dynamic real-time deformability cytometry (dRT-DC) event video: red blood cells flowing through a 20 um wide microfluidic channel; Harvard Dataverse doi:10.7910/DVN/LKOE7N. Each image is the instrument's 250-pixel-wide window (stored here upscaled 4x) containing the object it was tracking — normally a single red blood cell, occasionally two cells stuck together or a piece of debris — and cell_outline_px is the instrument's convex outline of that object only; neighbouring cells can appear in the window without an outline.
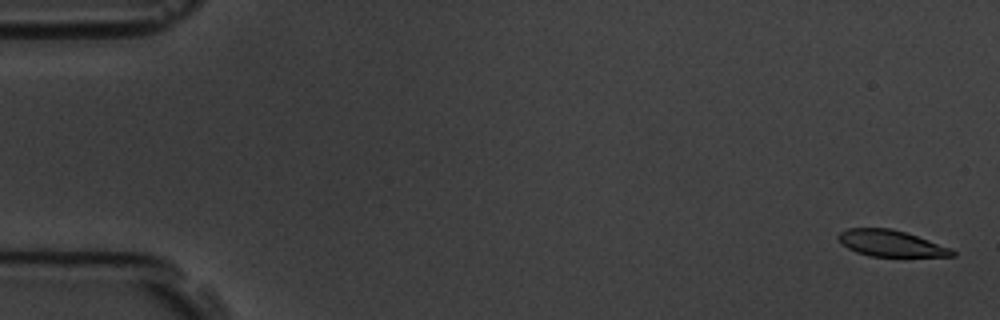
{"species": "common noctule bat (a hibernating species)", "species_latin": "Nyctalus noctula", "temperature_condition": "room temperature", "stored_images_in_passage": 57, "camera_frame_rate_fps": 3000, "um_per_image_px": 0.085, "animal": {"sex": "male", "body_mass_g": 19.5, "forearm_length_mm": 54.6}, "frame": {"image": 1, "passage_image": 2, "time_ms": 0.333, "image_size_px": [1000, 320], "cell_outline_px": [[956, 256], [872, 256], [856, 252], [848, 248], [836, 236], [840, 232], [848, 228], [892, 228], [952, 248], [956, 252]], "centroid_in_image_um": [75.73, 20.68], "position_along_channel_um": 9.3, "area_um2": 17.22}}
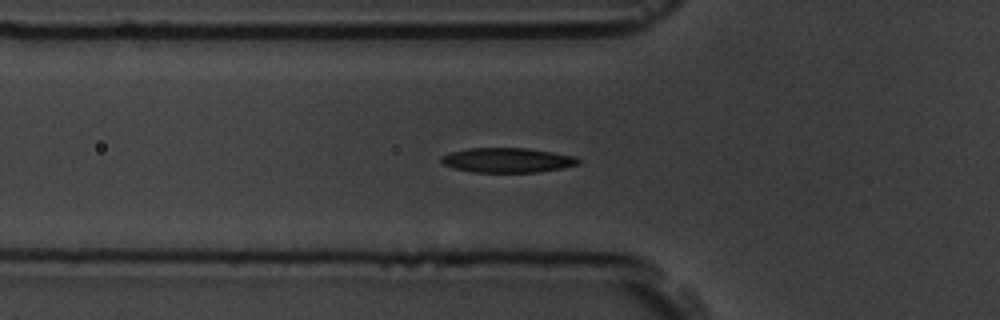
{"frame": {"image": 2, "passage_image": 20, "time_ms": 6.333, "image_size_px": [1000, 320], "cell_outline_px": [[580, 164], [560, 168], [536, 172], [472, 172], [452, 168], [444, 164], [440, 160], [440, 156], [452, 152], [468, 148], [528, 148], [576, 156], [580, 160]], "centroid_in_image_um": [43.11, 13.61], "position_along_channel_um": 82.7, "area_um2": 19.71}}
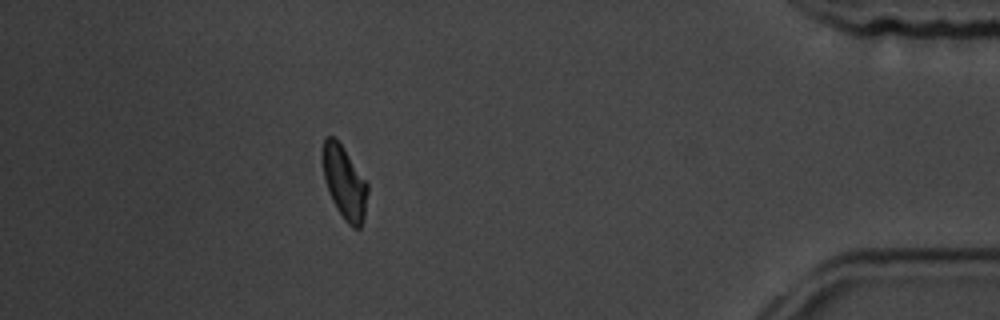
{"frame": {"image": 3, "passage_image": 51, "time_ms": 16.667, "image_size_px": [1000, 320], "cell_outline_px": [[368, 192], [364, 220], [360, 228], [352, 228], [344, 220], [336, 208], [332, 200], [324, 180], [320, 156], [324, 136], [332, 136], [344, 148], [368, 184]], "centroid_in_image_um": [29.25, 15.51], "position_along_channel_um": 406.0, "area_um2": 19.48}, "authors_computed_cell_mechanics": {"area_um2": 19.4208, "velocity_mm_per_s": 3.6051, "shape_relaxation_time_tau1_ms": 2.9846, "shape_relaxation_time_tau2_ms": 2.8106, "deformation_change_tau1": 0.1149, "deformation_change_tau2": 0.0921}}